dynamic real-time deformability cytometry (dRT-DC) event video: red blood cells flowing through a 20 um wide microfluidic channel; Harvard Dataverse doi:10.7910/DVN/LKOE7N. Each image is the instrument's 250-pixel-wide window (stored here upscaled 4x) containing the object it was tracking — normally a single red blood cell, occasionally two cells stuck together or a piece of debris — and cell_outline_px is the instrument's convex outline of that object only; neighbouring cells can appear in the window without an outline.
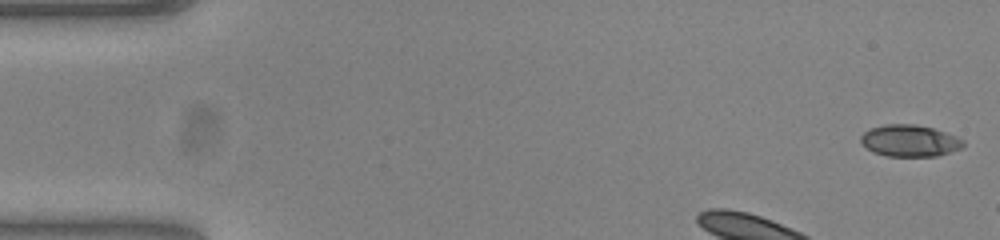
{"species": "common noctule bat (a hibernating species)", "species_latin": "Nyctalus noctula", "temperature_condition": "warm", "stored_images_in_passage": 7, "camera_frame_rate_fps": 3000, "um_per_image_px": 0.085, "animal": {"sex": "female", "body_mass_g": 23.0, "forearm_length_mm": 53.4}, "frame": {"image": 1, "passage_image": 1, "time_ms": 0.0, "image_size_px": [1000, 240], "cell_outline_px": [[964, 144], [960, 148], [936, 156], [888, 156], [872, 152], [860, 140], [860, 136], [864, 132], [872, 128], [884, 124], [916, 124], [932, 128], [956, 136], [964, 140]], "centroid_in_image_um": [77.31, 11.96], "position_along_channel_um": 7.7, "area_um2": 18.73}}